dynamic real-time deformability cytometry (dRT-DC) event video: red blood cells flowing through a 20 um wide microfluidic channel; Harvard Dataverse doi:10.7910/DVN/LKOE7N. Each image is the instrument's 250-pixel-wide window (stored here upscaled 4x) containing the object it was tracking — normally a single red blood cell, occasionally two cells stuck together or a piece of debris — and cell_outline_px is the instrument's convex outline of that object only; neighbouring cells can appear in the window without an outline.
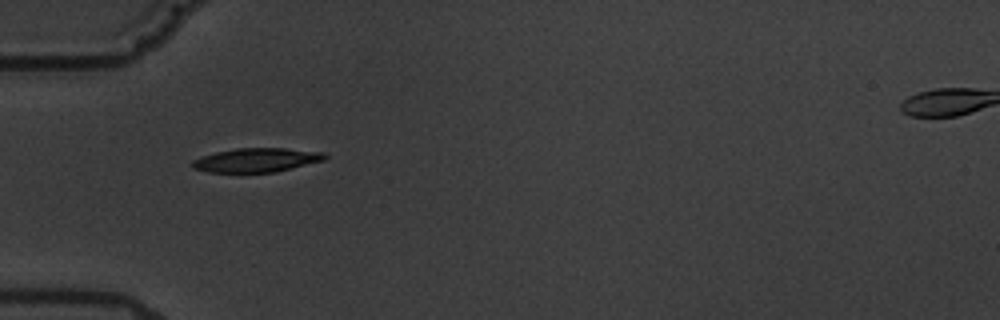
{"species": "common noctule bat (a hibernating species)", "species_latin": "Nyctalus noctula", "temperature_condition": "warm", "stored_images_in_passage": 3, "camera_frame_rate_fps": 3000, "um_per_image_px": 0.085, "animal": {"sex": "male", "body_mass_g": 19.5, "forearm_length_mm": 54.6}, "frame": {"image": 1, "passage_image": 1, "time_ms": 0.0, "image_size_px": [1000, 320], "cell_outline_px": [[328, 156], [324, 160], [276, 172], [208, 172], [192, 168], [192, 160], [216, 152], [236, 148], [284, 148], [324, 152]], "centroid_in_image_um": [21.82, 13.6], "position_along_channel_um": 63.2, "area_um2": 18.44}}
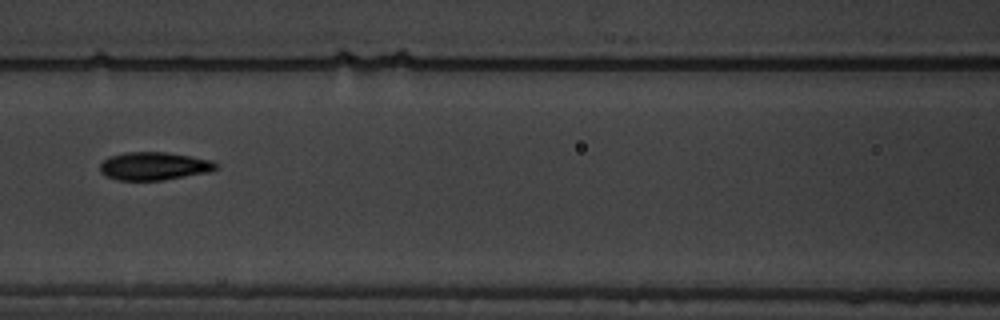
{"frame": {"image": 2, "passage_image": 3, "time_ms": 2.667, "image_size_px": [1000, 320], "cell_outline_px": [[220, 164], [216, 168], [208, 172], [164, 180], [116, 180], [104, 176], [100, 172], [100, 164], [108, 156], [124, 152], [164, 152], [192, 156], [212, 160]], "centroid_in_image_um": [13.07, 14.11], "position_along_channel_um": 153.5, "area_um2": 19.13}}